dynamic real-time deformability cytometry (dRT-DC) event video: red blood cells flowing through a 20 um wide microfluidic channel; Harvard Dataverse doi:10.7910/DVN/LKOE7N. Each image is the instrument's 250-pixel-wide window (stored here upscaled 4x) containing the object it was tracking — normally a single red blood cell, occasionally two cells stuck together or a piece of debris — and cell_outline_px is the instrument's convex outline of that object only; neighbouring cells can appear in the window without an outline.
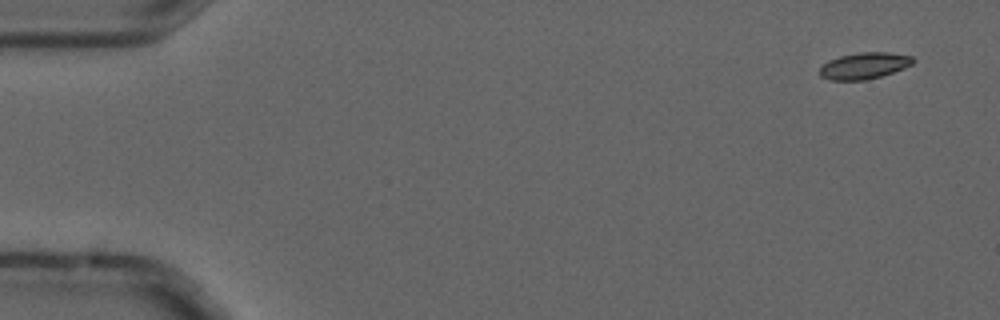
{"species": "common noctule bat (a hibernating species)", "species_latin": "Nyctalus noctula", "temperature_condition": "cold", "stored_images_in_passage": 4, "camera_frame_rate_fps": 3000, "um_per_image_px": 0.085, "animal": {"sex": "male", "forearm_length_mm": 52.5}, "frame": {"image": 1, "passage_image": 1, "time_ms": 0.0, "image_size_px": [1000, 320], "cell_outline_px": [[916, 60], [912, 64], [904, 68], [880, 76], [864, 80], [832, 80], [820, 76], [820, 68], [828, 60], [840, 56], [860, 52], [888, 52], [912, 56]], "centroid_in_image_um": [73.47, 5.58], "position_along_channel_um": 11.5, "area_um2": 14.28}}